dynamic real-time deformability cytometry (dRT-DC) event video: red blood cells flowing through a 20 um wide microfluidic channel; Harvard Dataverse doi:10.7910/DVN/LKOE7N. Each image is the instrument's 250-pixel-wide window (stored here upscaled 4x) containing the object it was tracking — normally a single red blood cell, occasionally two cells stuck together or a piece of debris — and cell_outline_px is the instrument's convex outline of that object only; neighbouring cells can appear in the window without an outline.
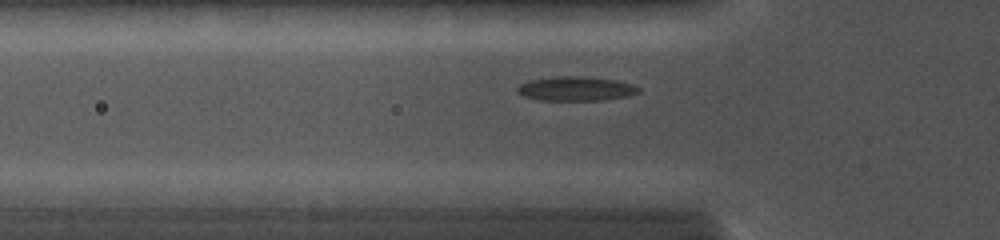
{"species": "common noctule bat (a hibernating species)", "species_latin": "Nyctalus noctula", "temperature_condition": "cold", "stored_images_in_passage": 22, "camera_frame_rate_fps": 5000, "um_per_image_px": 0.085, "animal": {"sex": "female", "body_mass_g": 19.0, "forearm_length_mm": 56.7}, "frame": {"image": 1, "passage_image": 3, "time_ms": 0.8, "image_size_px": [1000, 240], "cell_outline_px": [[640, 92], [628, 96], [604, 100], [540, 100], [524, 96], [516, 92], [516, 88], [520, 84], [528, 80], [552, 76], [580, 76], [616, 80], [632, 84], [640, 88]], "centroid_in_image_um": [48.93, 7.53], "position_along_channel_um": 76.9, "area_um2": 17.28}}
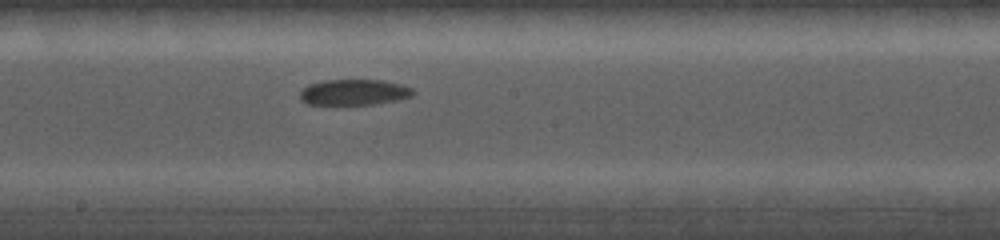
{"frame": {"image": 2, "passage_image": 12, "time_ms": 4.2, "image_size_px": [1000, 240], "cell_outline_px": [[416, 92], [412, 96], [396, 100], [372, 104], [308, 104], [300, 100], [300, 92], [308, 84], [324, 80], [384, 80], [400, 84], [412, 88]], "centroid_in_image_um": [30.09, 7.83], "position_along_channel_um": 218.1, "area_um2": 16.94}}
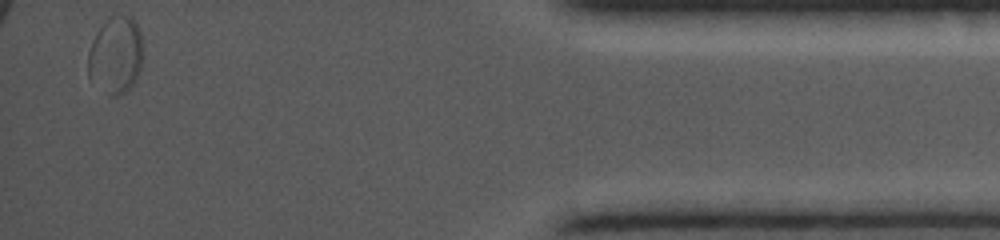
{"frame": {"image": 3, "passage_image": 22, "time_ms": 10.4, "image_size_px": [1000, 240], "cell_outline_px": [[144, 48], [140, 72], [136, 80], [124, 92], [116, 96], [112, 96], [88, 76], [88, 52], [92, 40], [96, 32], [108, 16], [132, 16], [140, 28]], "centroid_in_image_um": [9.87, 4.63], "position_along_channel_um": 425.3, "area_um2": 24.91}}